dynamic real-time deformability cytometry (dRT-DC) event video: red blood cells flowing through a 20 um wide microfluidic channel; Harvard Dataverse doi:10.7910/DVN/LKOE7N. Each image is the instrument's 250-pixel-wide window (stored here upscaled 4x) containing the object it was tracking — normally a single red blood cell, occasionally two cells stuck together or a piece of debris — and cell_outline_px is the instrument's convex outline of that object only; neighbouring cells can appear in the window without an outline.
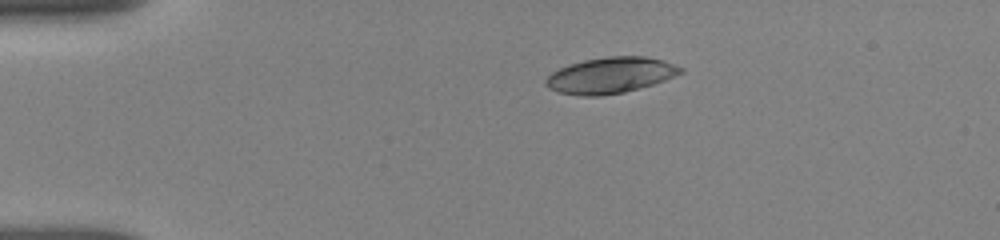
{"species": "human", "species_latin": "Homo sapiens", "temperature_condition": "room temperature", "stored_images_in_passage": 14, "camera_frame_rate_fps": 3000, "um_per_image_px": 0.085, "donor": {"sex": "female"}, "frame": {"image": 1, "passage_image": 1, "time_ms": 0.0, "image_size_px": [1000, 240], "cell_outline_px": [[684, 72], [664, 80], [652, 84], [624, 92], [600, 96], [580, 96], [556, 92], [548, 88], [544, 84], [544, 80], [552, 72], [560, 68], [584, 60], [608, 56], [644, 56], [664, 60], [684, 68]], "centroid_in_image_um": [51.87, 6.4], "position_along_channel_um": 33.1, "area_um2": 28.26}}
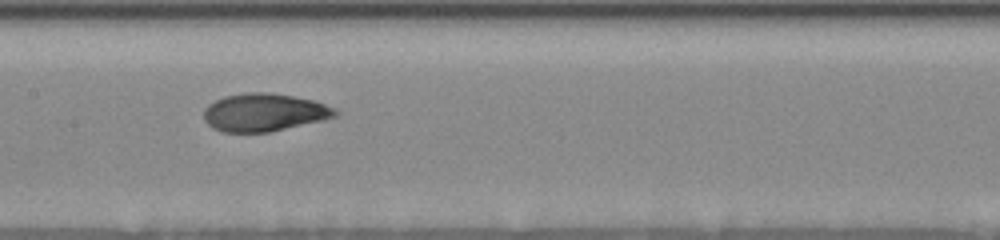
{"frame": {"image": 2, "passage_image": 6, "time_ms": 5.333, "image_size_px": [1000, 240], "cell_outline_px": [[340, 112], [336, 116], [324, 120], [268, 132], [220, 132], [212, 128], [204, 120], [204, 108], [208, 104], [224, 96], [248, 92], [268, 92], [292, 96], [312, 100], [336, 108]], "centroid_in_image_um": [22.44, 9.56], "position_along_channel_um": 185.0, "area_um2": 29.07}}
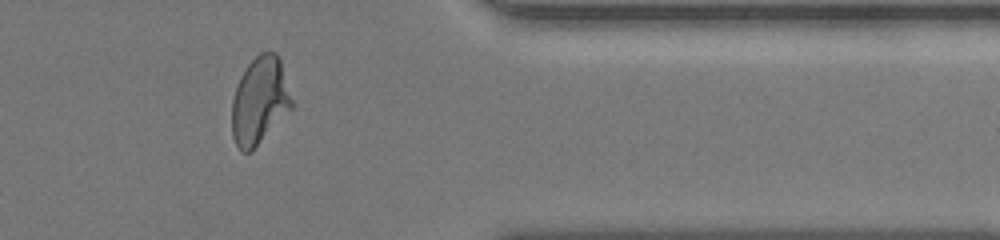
{"frame": {"image": 3, "passage_image": 11, "time_ms": 11.0, "image_size_px": [1000, 240], "cell_outline_px": [[292, 108], [252, 152], [240, 152], [232, 136], [232, 100], [240, 76], [248, 64], [260, 52], [276, 52], [280, 60], [292, 100]], "centroid_in_image_um": [22.05, 8.59], "position_along_channel_um": 389.3, "area_um2": 30.35}, "authors_computed_cell_mechanics": {"area_um2": 29.3046, "velocity_mm_per_s": 3.8489, "shape_relaxation_time_tau1_ms": 3.3972, "shape_relaxation_time_tau2_ms": 0.678, "deformation_change_tau1": 0.158, "deformation_change_tau2": 0.0385}}